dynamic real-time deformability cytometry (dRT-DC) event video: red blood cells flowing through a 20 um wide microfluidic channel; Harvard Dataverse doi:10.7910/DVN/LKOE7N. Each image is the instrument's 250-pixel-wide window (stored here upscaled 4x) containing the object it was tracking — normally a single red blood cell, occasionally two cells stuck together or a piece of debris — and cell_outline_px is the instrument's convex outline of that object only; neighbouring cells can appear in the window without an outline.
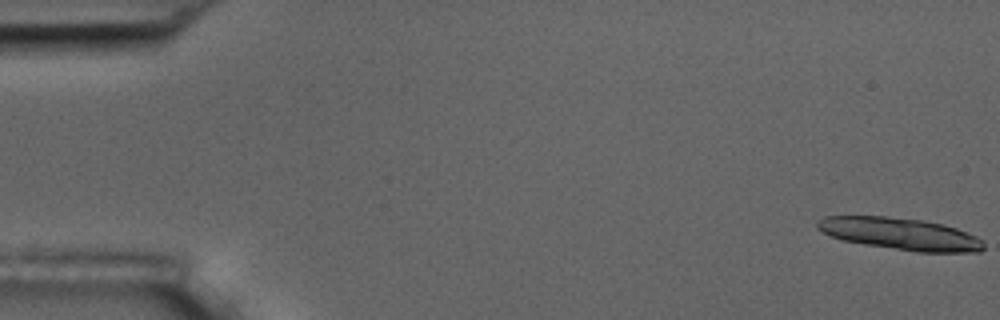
{"species": "common noctule bat (a hibernating species)", "species_latin": "Nyctalus noctula", "temperature_condition": "room temperature", "stored_images_in_passage": 11, "camera_frame_rate_fps": 3000, "um_per_image_px": 0.085, "animal": {"sex": "male", "body_mass_g": 17.5, "forearm_length_mm": 52.3}, "frame": {"image": 1, "passage_image": 1, "time_ms": 0.0, "image_size_px": [1000, 320], "cell_outline_px": [[984, 248], [980, 252], [916, 252], [864, 244], [840, 240], [816, 228], [816, 220], [824, 216], [888, 216], [924, 220], [944, 224], [956, 228], [976, 236], [984, 240]], "centroid_in_image_um": [76.53, 19.87], "position_along_channel_um": 8.5, "area_um2": 31.33}}
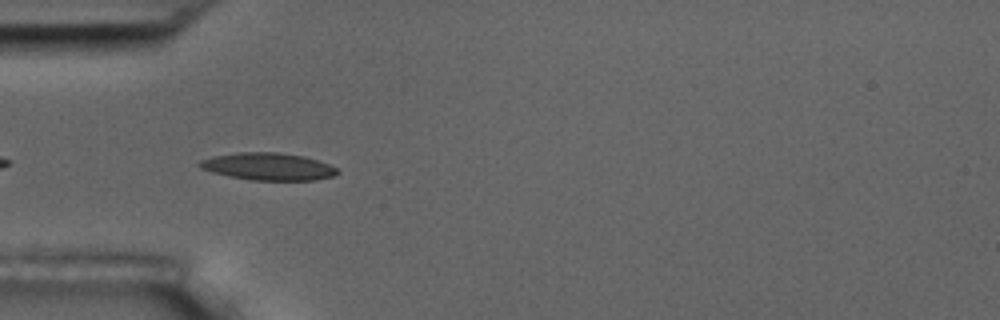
{"frame": {"image": 2, "passage_image": 5, "time_ms": 5.667, "image_size_px": [1000, 320], "cell_outline_px": [[340, 172], [336, 176], [316, 180], [252, 180], [228, 176], [212, 172], [200, 168], [196, 164], [200, 160], [212, 156], [240, 152], [276, 152], [304, 156], [328, 164], [336, 168]], "centroid_in_image_um": [22.78, 14.16], "position_along_channel_um": 62.2, "area_um2": 22.02}}
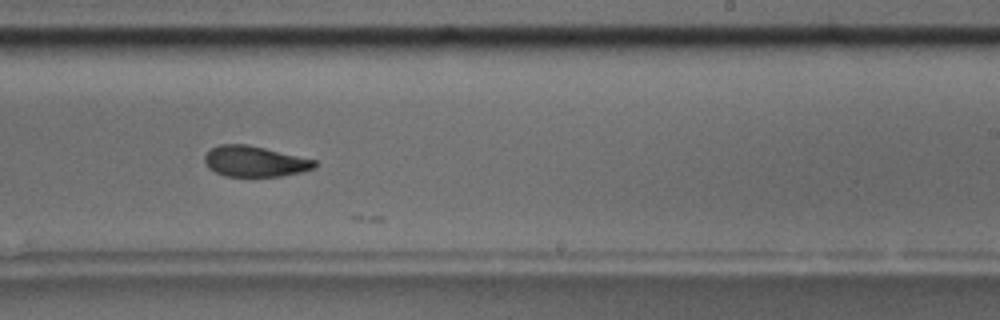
{"frame": {"image": 3, "passage_image": 10, "time_ms": 11.333, "image_size_px": [1000, 320], "cell_outline_px": [[316, 168], [304, 172], [280, 176], [224, 176], [208, 168], [204, 160], [204, 156], [212, 148], [220, 144], [248, 144], [316, 160]], "centroid_in_image_um": [21.67, 13.72], "position_along_channel_um": 267.3, "area_um2": 19.71}}